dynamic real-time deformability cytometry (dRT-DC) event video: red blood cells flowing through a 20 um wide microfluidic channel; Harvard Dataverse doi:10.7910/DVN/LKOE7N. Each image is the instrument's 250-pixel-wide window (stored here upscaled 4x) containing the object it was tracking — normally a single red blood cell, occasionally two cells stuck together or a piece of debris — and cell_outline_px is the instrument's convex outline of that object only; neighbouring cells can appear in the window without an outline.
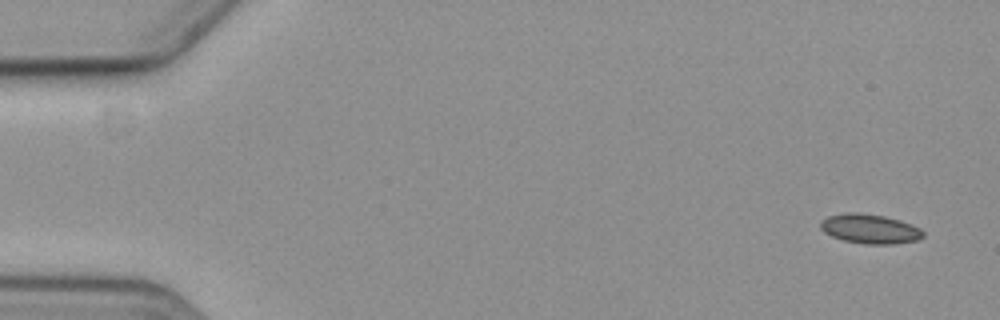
{"species": "common noctule bat (a hibernating species)", "species_latin": "Nyctalus noctula", "temperature_condition": "cold", "stored_images_in_passage": 10, "camera_frame_rate_fps": 3000, "um_per_image_px": 0.085, "animal": {"sex": "female", "body_mass_g": 19.3, "forearm_length_mm": 54.1}, "frame": {"image": 1, "passage_image": 1, "time_ms": 0.0, "image_size_px": [1000, 320], "cell_outline_px": [[924, 236], [916, 240], [896, 244], [864, 244], [844, 240], [832, 236], [824, 232], [820, 228], [820, 220], [828, 216], [848, 212], [856, 212], [884, 216], [900, 220], [920, 228], [924, 232]], "centroid_in_image_um": [73.93, 19.45], "position_along_channel_um": 11.1, "area_um2": 17.63}}
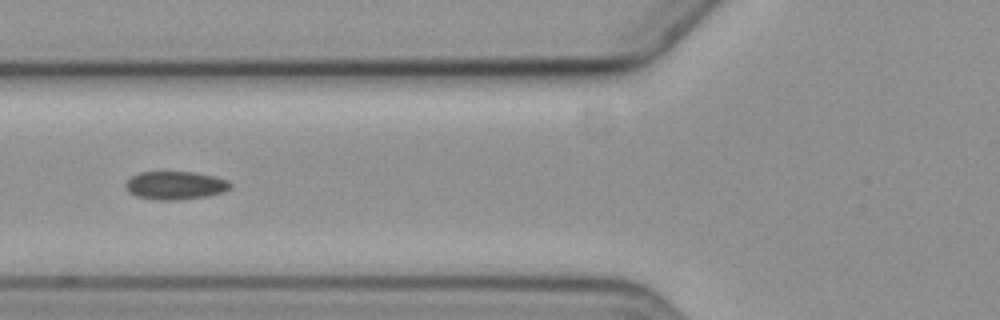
{"frame": {"image": 2, "passage_image": 6, "time_ms": 6.667, "image_size_px": [1000, 320], "cell_outline_px": [[232, 184], [224, 192], [208, 196], [176, 200], [156, 200], [136, 196], [128, 192], [124, 184], [132, 176], [140, 172], [196, 172], [228, 180]], "centroid_in_image_um": [14.89, 15.76], "position_along_channel_um": 110.9, "area_um2": 17.22}}
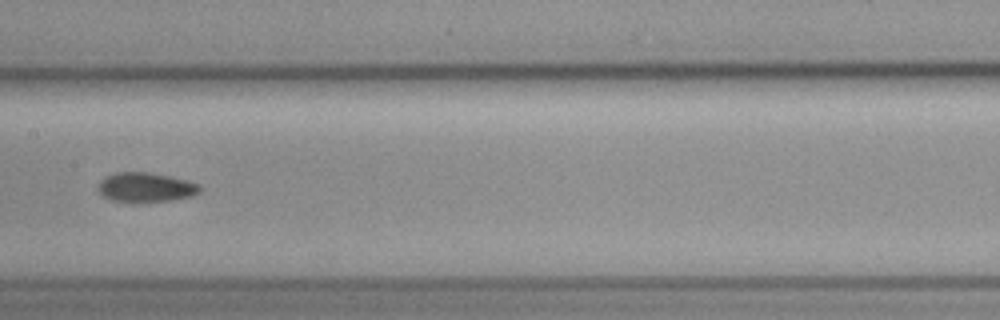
{"frame": {"image": 3, "passage_image": 8, "time_ms": 9.0, "image_size_px": [1000, 320], "cell_outline_px": [[200, 192], [192, 196], [172, 200], [128, 204], [112, 200], [96, 192], [96, 188], [100, 180], [104, 176], [116, 172], [148, 172], [188, 180], [200, 184]], "centroid_in_image_um": [12.33, 15.94], "position_along_channel_um": 195.1, "area_um2": 18.09}}